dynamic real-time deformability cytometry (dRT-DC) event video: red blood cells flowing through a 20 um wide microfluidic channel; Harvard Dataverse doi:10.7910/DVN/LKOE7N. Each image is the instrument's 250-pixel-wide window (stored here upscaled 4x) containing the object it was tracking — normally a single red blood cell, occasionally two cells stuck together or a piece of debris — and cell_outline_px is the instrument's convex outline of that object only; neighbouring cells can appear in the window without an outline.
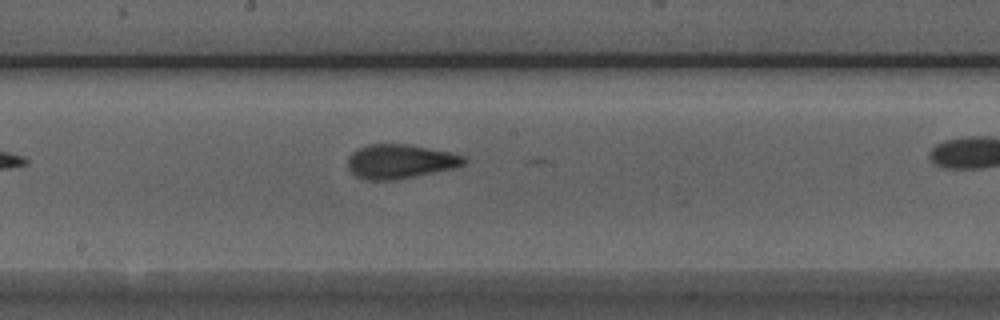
{"species": "Egyptian fruit bat (a non-hibernating species)", "species_latin": "Rousettus aegyptiacus", "temperature_condition": "room temperature", "stored_images_in_passage": 30, "camera_frame_rate_fps": 3000, "um_per_image_px": 0.085, "animal": {"sex": "male"}, "frame": {"image": 1, "passage_image": 14, "time_ms": 4.333, "image_size_px": [1000, 320], "cell_outline_px": [[468, 160], [464, 164], [452, 168], [392, 180], [364, 180], [356, 176], [348, 168], [348, 156], [352, 152], [368, 144], [408, 144], [448, 152], [464, 156]], "centroid_in_image_um": [33.97, 13.72], "position_along_channel_um": 214.2, "area_um2": 22.83}}
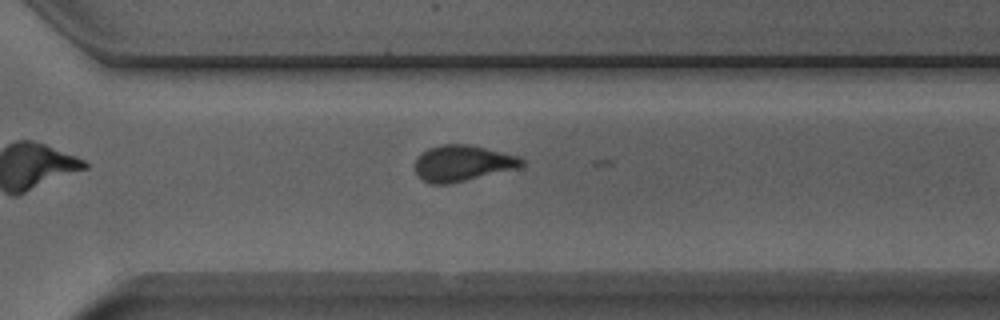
{"frame": {"image": 2, "passage_image": 23, "time_ms": 7.333, "image_size_px": [1000, 320], "cell_outline_px": [[524, 164], [520, 168], [452, 184], [432, 184], [424, 180], [416, 172], [416, 156], [428, 148], [440, 144], [468, 144], [520, 156], [524, 160]], "centroid_in_image_um": [39.35, 13.87], "position_along_channel_um": 331.3, "area_um2": 22.66}}